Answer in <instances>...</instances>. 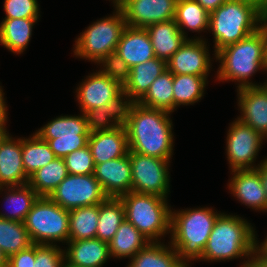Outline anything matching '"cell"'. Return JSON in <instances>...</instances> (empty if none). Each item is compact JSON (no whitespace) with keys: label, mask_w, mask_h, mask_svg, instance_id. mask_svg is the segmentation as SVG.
Returning <instances> with one entry per match:
<instances>
[{"label":"cell","mask_w":267,"mask_h":267,"mask_svg":"<svg viewBox=\"0 0 267 267\" xmlns=\"http://www.w3.org/2000/svg\"><path fill=\"white\" fill-rule=\"evenodd\" d=\"M170 112L127 103L123 125L126 129L129 151L170 160L173 152L172 120Z\"/></svg>","instance_id":"cell-1"},{"label":"cell","mask_w":267,"mask_h":267,"mask_svg":"<svg viewBox=\"0 0 267 267\" xmlns=\"http://www.w3.org/2000/svg\"><path fill=\"white\" fill-rule=\"evenodd\" d=\"M264 14L259 6L247 0H227L209 13V30L213 32L215 53L259 29Z\"/></svg>","instance_id":"cell-3"},{"label":"cell","mask_w":267,"mask_h":267,"mask_svg":"<svg viewBox=\"0 0 267 267\" xmlns=\"http://www.w3.org/2000/svg\"><path fill=\"white\" fill-rule=\"evenodd\" d=\"M220 60L217 71L218 80L240 82L238 89L250 86H261L249 82V77L257 70H267V39L261 26L244 39L228 45L215 53Z\"/></svg>","instance_id":"cell-2"},{"label":"cell","mask_w":267,"mask_h":267,"mask_svg":"<svg viewBox=\"0 0 267 267\" xmlns=\"http://www.w3.org/2000/svg\"><path fill=\"white\" fill-rule=\"evenodd\" d=\"M67 175L68 171L64 159L57 157L32 174L28 184L39 196L49 197Z\"/></svg>","instance_id":"cell-29"},{"label":"cell","mask_w":267,"mask_h":267,"mask_svg":"<svg viewBox=\"0 0 267 267\" xmlns=\"http://www.w3.org/2000/svg\"><path fill=\"white\" fill-rule=\"evenodd\" d=\"M219 215L210 208L171 211V245L185 264L189 259L198 260L202 257Z\"/></svg>","instance_id":"cell-5"},{"label":"cell","mask_w":267,"mask_h":267,"mask_svg":"<svg viewBox=\"0 0 267 267\" xmlns=\"http://www.w3.org/2000/svg\"><path fill=\"white\" fill-rule=\"evenodd\" d=\"M195 1L198 2L208 13H211L227 0H195Z\"/></svg>","instance_id":"cell-44"},{"label":"cell","mask_w":267,"mask_h":267,"mask_svg":"<svg viewBox=\"0 0 267 267\" xmlns=\"http://www.w3.org/2000/svg\"><path fill=\"white\" fill-rule=\"evenodd\" d=\"M62 267H78V266H74V265L68 264L67 262H64Z\"/></svg>","instance_id":"cell-51"},{"label":"cell","mask_w":267,"mask_h":267,"mask_svg":"<svg viewBox=\"0 0 267 267\" xmlns=\"http://www.w3.org/2000/svg\"><path fill=\"white\" fill-rule=\"evenodd\" d=\"M77 98L83 113L107 103H126L123 86L101 71L91 74L77 88Z\"/></svg>","instance_id":"cell-14"},{"label":"cell","mask_w":267,"mask_h":267,"mask_svg":"<svg viewBox=\"0 0 267 267\" xmlns=\"http://www.w3.org/2000/svg\"><path fill=\"white\" fill-rule=\"evenodd\" d=\"M125 219V208L120 197H107L99 204L96 238L109 243Z\"/></svg>","instance_id":"cell-27"},{"label":"cell","mask_w":267,"mask_h":267,"mask_svg":"<svg viewBox=\"0 0 267 267\" xmlns=\"http://www.w3.org/2000/svg\"><path fill=\"white\" fill-rule=\"evenodd\" d=\"M126 104L127 103H107L102 107L86 111L84 114L89 132L112 130L122 125Z\"/></svg>","instance_id":"cell-36"},{"label":"cell","mask_w":267,"mask_h":267,"mask_svg":"<svg viewBox=\"0 0 267 267\" xmlns=\"http://www.w3.org/2000/svg\"><path fill=\"white\" fill-rule=\"evenodd\" d=\"M116 14L97 20L76 40L74 55L99 63L116 51L126 22L121 9L114 3Z\"/></svg>","instance_id":"cell-8"},{"label":"cell","mask_w":267,"mask_h":267,"mask_svg":"<svg viewBox=\"0 0 267 267\" xmlns=\"http://www.w3.org/2000/svg\"><path fill=\"white\" fill-rule=\"evenodd\" d=\"M125 208V218L150 242L170 232L171 209L167 198L154 194L130 191L120 196Z\"/></svg>","instance_id":"cell-6"},{"label":"cell","mask_w":267,"mask_h":267,"mask_svg":"<svg viewBox=\"0 0 267 267\" xmlns=\"http://www.w3.org/2000/svg\"><path fill=\"white\" fill-rule=\"evenodd\" d=\"M145 107L174 111L173 73L168 69L151 84L146 94L138 101Z\"/></svg>","instance_id":"cell-30"},{"label":"cell","mask_w":267,"mask_h":267,"mask_svg":"<svg viewBox=\"0 0 267 267\" xmlns=\"http://www.w3.org/2000/svg\"><path fill=\"white\" fill-rule=\"evenodd\" d=\"M229 189L241 203L256 210H266L265 190L256 169L232 170Z\"/></svg>","instance_id":"cell-20"},{"label":"cell","mask_w":267,"mask_h":267,"mask_svg":"<svg viewBox=\"0 0 267 267\" xmlns=\"http://www.w3.org/2000/svg\"><path fill=\"white\" fill-rule=\"evenodd\" d=\"M150 36L155 57L167 62L187 37L179 30L175 20L154 23L145 28Z\"/></svg>","instance_id":"cell-24"},{"label":"cell","mask_w":267,"mask_h":267,"mask_svg":"<svg viewBox=\"0 0 267 267\" xmlns=\"http://www.w3.org/2000/svg\"><path fill=\"white\" fill-rule=\"evenodd\" d=\"M7 261H8V258L5 256V254L0 249V267H7Z\"/></svg>","instance_id":"cell-48"},{"label":"cell","mask_w":267,"mask_h":267,"mask_svg":"<svg viewBox=\"0 0 267 267\" xmlns=\"http://www.w3.org/2000/svg\"><path fill=\"white\" fill-rule=\"evenodd\" d=\"M250 2L255 3L259 6L265 13H267V0H247Z\"/></svg>","instance_id":"cell-47"},{"label":"cell","mask_w":267,"mask_h":267,"mask_svg":"<svg viewBox=\"0 0 267 267\" xmlns=\"http://www.w3.org/2000/svg\"><path fill=\"white\" fill-rule=\"evenodd\" d=\"M36 22L37 19H4L0 24V43L13 53H22Z\"/></svg>","instance_id":"cell-28"},{"label":"cell","mask_w":267,"mask_h":267,"mask_svg":"<svg viewBox=\"0 0 267 267\" xmlns=\"http://www.w3.org/2000/svg\"><path fill=\"white\" fill-rule=\"evenodd\" d=\"M107 197L94 174H68L49 196L53 202L68 211L100 204Z\"/></svg>","instance_id":"cell-11"},{"label":"cell","mask_w":267,"mask_h":267,"mask_svg":"<svg viewBox=\"0 0 267 267\" xmlns=\"http://www.w3.org/2000/svg\"><path fill=\"white\" fill-rule=\"evenodd\" d=\"M35 262V244L8 258L7 267H33Z\"/></svg>","instance_id":"cell-42"},{"label":"cell","mask_w":267,"mask_h":267,"mask_svg":"<svg viewBox=\"0 0 267 267\" xmlns=\"http://www.w3.org/2000/svg\"><path fill=\"white\" fill-rule=\"evenodd\" d=\"M6 132H7V130H6L5 126H0V141L7 134Z\"/></svg>","instance_id":"cell-50"},{"label":"cell","mask_w":267,"mask_h":267,"mask_svg":"<svg viewBox=\"0 0 267 267\" xmlns=\"http://www.w3.org/2000/svg\"><path fill=\"white\" fill-rule=\"evenodd\" d=\"M36 134L46 141L58 158L88 145L89 129L85 114L60 116L44 125Z\"/></svg>","instance_id":"cell-9"},{"label":"cell","mask_w":267,"mask_h":267,"mask_svg":"<svg viewBox=\"0 0 267 267\" xmlns=\"http://www.w3.org/2000/svg\"><path fill=\"white\" fill-rule=\"evenodd\" d=\"M99 204L69 211V240L96 238Z\"/></svg>","instance_id":"cell-31"},{"label":"cell","mask_w":267,"mask_h":267,"mask_svg":"<svg viewBox=\"0 0 267 267\" xmlns=\"http://www.w3.org/2000/svg\"><path fill=\"white\" fill-rule=\"evenodd\" d=\"M166 70L167 62L156 57L130 68L129 79L123 86L126 103L138 102L153 81Z\"/></svg>","instance_id":"cell-22"},{"label":"cell","mask_w":267,"mask_h":267,"mask_svg":"<svg viewBox=\"0 0 267 267\" xmlns=\"http://www.w3.org/2000/svg\"><path fill=\"white\" fill-rule=\"evenodd\" d=\"M4 94L0 86V126H5L7 120V107L5 106Z\"/></svg>","instance_id":"cell-46"},{"label":"cell","mask_w":267,"mask_h":267,"mask_svg":"<svg viewBox=\"0 0 267 267\" xmlns=\"http://www.w3.org/2000/svg\"><path fill=\"white\" fill-rule=\"evenodd\" d=\"M174 20L185 37L184 28L196 32L209 29V13L195 0H178Z\"/></svg>","instance_id":"cell-34"},{"label":"cell","mask_w":267,"mask_h":267,"mask_svg":"<svg viewBox=\"0 0 267 267\" xmlns=\"http://www.w3.org/2000/svg\"><path fill=\"white\" fill-rule=\"evenodd\" d=\"M28 180L22 160V139L13 140L7 133L0 141V190L3 186L28 184Z\"/></svg>","instance_id":"cell-19"},{"label":"cell","mask_w":267,"mask_h":267,"mask_svg":"<svg viewBox=\"0 0 267 267\" xmlns=\"http://www.w3.org/2000/svg\"><path fill=\"white\" fill-rule=\"evenodd\" d=\"M207 77L188 74H173L174 109L180 105L199 101L206 86Z\"/></svg>","instance_id":"cell-35"},{"label":"cell","mask_w":267,"mask_h":267,"mask_svg":"<svg viewBox=\"0 0 267 267\" xmlns=\"http://www.w3.org/2000/svg\"><path fill=\"white\" fill-rule=\"evenodd\" d=\"M255 169L259 172L265 190L266 206H267V159L263 160V162H261L259 166L257 165Z\"/></svg>","instance_id":"cell-45"},{"label":"cell","mask_w":267,"mask_h":267,"mask_svg":"<svg viewBox=\"0 0 267 267\" xmlns=\"http://www.w3.org/2000/svg\"><path fill=\"white\" fill-rule=\"evenodd\" d=\"M132 191L167 198L169 192V160L129 151Z\"/></svg>","instance_id":"cell-10"},{"label":"cell","mask_w":267,"mask_h":267,"mask_svg":"<svg viewBox=\"0 0 267 267\" xmlns=\"http://www.w3.org/2000/svg\"><path fill=\"white\" fill-rule=\"evenodd\" d=\"M68 174L88 175L94 173V162L89 146L73 151L64 158Z\"/></svg>","instance_id":"cell-38"},{"label":"cell","mask_w":267,"mask_h":267,"mask_svg":"<svg viewBox=\"0 0 267 267\" xmlns=\"http://www.w3.org/2000/svg\"><path fill=\"white\" fill-rule=\"evenodd\" d=\"M253 227L241 217L220 213L200 259L220 261L251 256L257 247Z\"/></svg>","instance_id":"cell-4"},{"label":"cell","mask_w":267,"mask_h":267,"mask_svg":"<svg viewBox=\"0 0 267 267\" xmlns=\"http://www.w3.org/2000/svg\"><path fill=\"white\" fill-rule=\"evenodd\" d=\"M55 245L35 244V262L33 267H62L65 261V250Z\"/></svg>","instance_id":"cell-41"},{"label":"cell","mask_w":267,"mask_h":267,"mask_svg":"<svg viewBox=\"0 0 267 267\" xmlns=\"http://www.w3.org/2000/svg\"><path fill=\"white\" fill-rule=\"evenodd\" d=\"M150 241L126 219L120 224L109 244L110 256L115 258L134 257Z\"/></svg>","instance_id":"cell-26"},{"label":"cell","mask_w":267,"mask_h":267,"mask_svg":"<svg viewBox=\"0 0 267 267\" xmlns=\"http://www.w3.org/2000/svg\"><path fill=\"white\" fill-rule=\"evenodd\" d=\"M33 245L23 222L0 217V249L7 258Z\"/></svg>","instance_id":"cell-33"},{"label":"cell","mask_w":267,"mask_h":267,"mask_svg":"<svg viewBox=\"0 0 267 267\" xmlns=\"http://www.w3.org/2000/svg\"><path fill=\"white\" fill-rule=\"evenodd\" d=\"M65 261L78 267H101L110 258L109 244L98 238L69 240Z\"/></svg>","instance_id":"cell-23"},{"label":"cell","mask_w":267,"mask_h":267,"mask_svg":"<svg viewBox=\"0 0 267 267\" xmlns=\"http://www.w3.org/2000/svg\"><path fill=\"white\" fill-rule=\"evenodd\" d=\"M261 26L264 28L266 39H267V13L264 14Z\"/></svg>","instance_id":"cell-49"},{"label":"cell","mask_w":267,"mask_h":267,"mask_svg":"<svg viewBox=\"0 0 267 267\" xmlns=\"http://www.w3.org/2000/svg\"><path fill=\"white\" fill-rule=\"evenodd\" d=\"M93 174L108 197H120L132 191L129 153L121 158L96 164Z\"/></svg>","instance_id":"cell-16"},{"label":"cell","mask_w":267,"mask_h":267,"mask_svg":"<svg viewBox=\"0 0 267 267\" xmlns=\"http://www.w3.org/2000/svg\"><path fill=\"white\" fill-rule=\"evenodd\" d=\"M261 245L267 250V237L266 240Z\"/></svg>","instance_id":"cell-52"},{"label":"cell","mask_w":267,"mask_h":267,"mask_svg":"<svg viewBox=\"0 0 267 267\" xmlns=\"http://www.w3.org/2000/svg\"><path fill=\"white\" fill-rule=\"evenodd\" d=\"M158 242H149L130 260L128 267H188L172 247Z\"/></svg>","instance_id":"cell-25"},{"label":"cell","mask_w":267,"mask_h":267,"mask_svg":"<svg viewBox=\"0 0 267 267\" xmlns=\"http://www.w3.org/2000/svg\"><path fill=\"white\" fill-rule=\"evenodd\" d=\"M227 135L226 150L231 169H255L252 164L265 138L239 119L231 124Z\"/></svg>","instance_id":"cell-12"},{"label":"cell","mask_w":267,"mask_h":267,"mask_svg":"<svg viewBox=\"0 0 267 267\" xmlns=\"http://www.w3.org/2000/svg\"><path fill=\"white\" fill-rule=\"evenodd\" d=\"M23 223L33 244L54 245V241H69V211L49 197L39 196Z\"/></svg>","instance_id":"cell-7"},{"label":"cell","mask_w":267,"mask_h":267,"mask_svg":"<svg viewBox=\"0 0 267 267\" xmlns=\"http://www.w3.org/2000/svg\"><path fill=\"white\" fill-rule=\"evenodd\" d=\"M178 0H116L126 26L146 28L147 26L174 20Z\"/></svg>","instance_id":"cell-13"},{"label":"cell","mask_w":267,"mask_h":267,"mask_svg":"<svg viewBox=\"0 0 267 267\" xmlns=\"http://www.w3.org/2000/svg\"><path fill=\"white\" fill-rule=\"evenodd\" d=\"M241 115L238 119L267 138V82L238 89Z\"/></svg>","instance_id":"cell-17"},{"label":"cell","mask_w":267,"mask_h":267,"mask_svg":"<svg viewBox=\"0 0 267 267\" xmlns=\"http://www.w3.org/2000/svg\"><path fill=\"white\" fill-rule=\"evenodd\" d=\"M56 158L48 143L36 133L32 138L22 139V160L28 178Z\"/></svg>","instance_id":"cell-32"},{"label":"cell","mask_w":267,"mask_h":267,"mask_svg":"<svg viewBox=\"0 0 267 267\" xmlns=\"http://www.w3.org/2000/svg\"><path fill=\"white\" fill-rule=\"evenodd\" d=\"M252 255L241 267H267V250L262 245H257Z\"/></svg>","instance_id":"cell-43"},{"label":"cell","mask_w":267,"mask_h":267,"mask_svg":"<svg viewBox=\"0 0 267 267\" xmlns=\"http://www.w3.org/2000/svg\"><path fill=\"white\" fill-rule=\"evenodd\" d=\"M8 188L7 203L11 205L12 213L0 214L1 218L24 222L26 215L32 209L33 204L39 198V195L31 188L29 184L21 186H10Z\"/></svg>","instance_id":"cell-37"},{"label":"cell","mask_w":267,"mask_h":267,"mask_svg":"<svg viewBox=\"0 0 267 267\" xmlns=\"http://www.w3.org/2000/svg\"><path fill=\"white\" fill-rule=\"evenodd\" d=\"M4 19H38L39 6L37 0H4Z\"/></svg>","instance_id":"cell-40"},{"label":"cell","mask_w":267,"mask_h":267,"mask_svg":"<svg viewBox=\"0 0 267 267\" xmlns=\"http://www.w3.org/2000/svg\"><path fill=\"white\" fill-rule=\"evenodd\" d=\"M116 53L130 68L155 58L150 36L145 28L126 26L116 47Z\"/></svg>","instance_id":"cell-21"},{"label":"cell","mask_w":267,"mask_h":267,"mask_svg":"<svg viewBox=\"0 0 267 267\" xmlns=\"http://www.w3.org/2000/svg\"><path fill=\"white\" fill-rule=\"evenodd\" d=\"M88 146L94 165L127 155L129 144L124 125H119L112 130L91 132Z\"/></svg>","instance_id":"cell-18"},{"label":"cell","mask_w":267,"mask_h":267,"mask_svg":"<svg viewBox=\"0 0 267 267\" xmlns=\"http://www.w3.org/2000/svg\"><path fill=\"white\" fill-rule=\"evenodd\" d=\"M104 65L103 70H100L110 79L117 81L122 86L128 81L130 67L128 64L115 52L106 55L99 64Z\"/></svg>","instance_id":"cell-39"},{"label":"cell","mask_w":267,"mask_h":267,"mask_svg":"<svg viewBox=\"0 0 267 267\" xmlns=\"http://www.w3.org/2000/svg\"><path fill=\"white\" fill-rule=\"evenodd\" d=\"M205 43L198 37L197 39H186L167 61V69L173 74L207 77L211 62Z\"/></svg>","instance_id":"cell-15"}]
</instances>
